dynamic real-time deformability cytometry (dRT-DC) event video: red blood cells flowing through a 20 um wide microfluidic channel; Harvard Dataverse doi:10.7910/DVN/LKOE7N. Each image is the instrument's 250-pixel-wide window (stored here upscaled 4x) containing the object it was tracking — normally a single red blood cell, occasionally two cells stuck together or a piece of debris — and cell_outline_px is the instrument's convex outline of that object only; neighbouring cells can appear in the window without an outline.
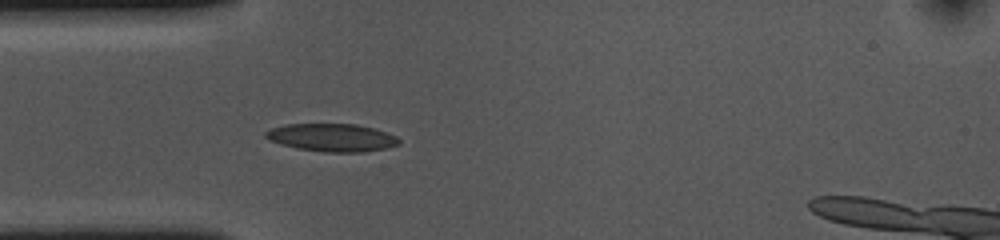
{"species": "common noctule bat (a hibernating species)", "species_latin": "Nyctalus noctula", "temperature_condition": "cold", "stored_images_in_passage": 38, "camera_frame_rate_fps": 3000, "um_per_image_px": 0.085, "animal": {"sex": "female", "body_mass_g": 10.0, "forearm_length_mm": 53.1}, "frame": {"image": 1, "passage_image": 1, "time_ms": 0.0, "image_size_px": [1000, 240], "cell_outline_px": [[400, 144], [388, 148], [364, 152], [324, 152], [296, 148], [280, 144], [268, 140], [264, 136], [264, 132], [272, 128], [284, 124], [356, 124], [372, 128], [396, 136], [400, 140]], "centroid_in_image_um": [28.19, 11.7], "position_along_channel_um": 56.8, "area_um2": 21.73}}
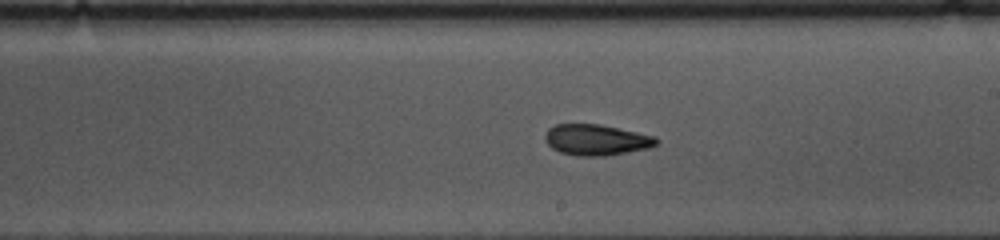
{"frame": {"image": 2, "passage_image": 16, "time_ms": 5.0, "image_size_px": [1000, 240], "cell_outline_px": [[660, 144], [648, 148], [628, 152], [604, 156], [576, 156], [560, 152], [552, 148], [544, 140], [544, 136], [548, 128], [556, 124], [600, 124], [656, 136], [660, 140]], "centroid_in_image_um": [50.7, 11.89], "position_along_channel_um": 238.3, "area_um2": 20.29}}
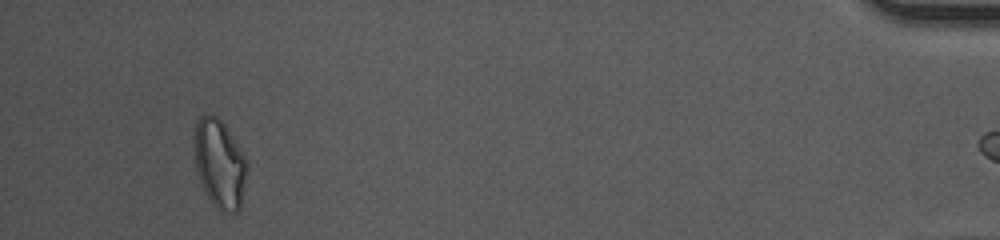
{"frame": {"image": 3, "passage_image": 37, "time_ms": 12.0, "image_size_px": [1000, 240], "cell_outline_px": [[244, 176], [240, 208], [236, 212], [220, 212], [208, 200], [196, 172], [196, 120], [204, 112], [212, 112], [224, 124], [244, 156]], "centroid_in_image_um": [18.62, 13.92], "position_along_channel_um": 416.6, "area_um2": 26.47}, "authors_computed_cell_mechanics": {"area_um2": 20.6346, "velocity_mm_per_s": 3.6484, "shape_relaxation_time_tau1_ms": 8.9, "shape_relaxation_time_tau2_ms": 4.6735, "deformation_change_tau1": 0.179, "deformation_change_tau2": 0.1233}}